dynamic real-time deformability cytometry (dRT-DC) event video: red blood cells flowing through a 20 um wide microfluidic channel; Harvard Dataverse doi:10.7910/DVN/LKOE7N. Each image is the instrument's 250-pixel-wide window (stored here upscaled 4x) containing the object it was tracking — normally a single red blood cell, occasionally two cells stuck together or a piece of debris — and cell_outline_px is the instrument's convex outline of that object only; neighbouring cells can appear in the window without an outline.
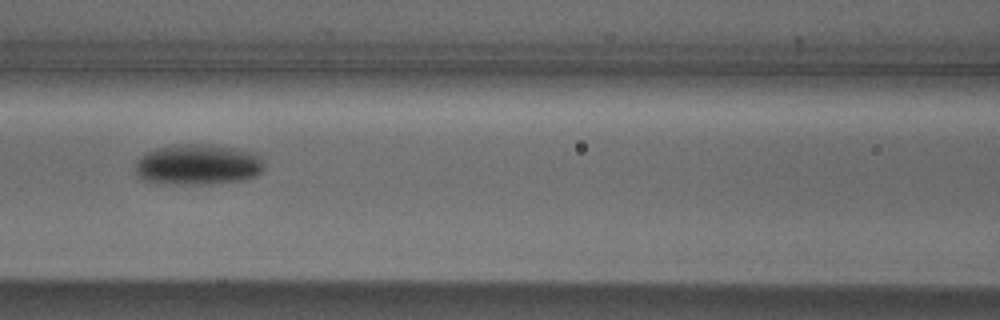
{"species": "Egyptian fruit bat (a non-hibernating species)", "species_latin": "Rousettus aegyptiacus", "temperature_condition": "cold", "stored_images_in_passage": 7, "camera_frame_rate_fps": 3000, "um_per_image_px": 0.085, "animal": {"sex": "male"}, "frame": {"image": 1, "passage_image": 5, "time_ms": 4.667, "image_size_px": [1000, 320], "cell_outline_px": [[260, 172], [256, 176], [240, 180], [208, 184], [168, 184], [144, 180], [136, 176], [136, 160], [144, 152], [156, 148], [172, 144], [212, 144], [236, 148], [252, 152], [260, 156]], "centroid_in_image_um": [16.74, 13.97], "position_along_channel_um": 149.9, "area_um2": 30.63}}
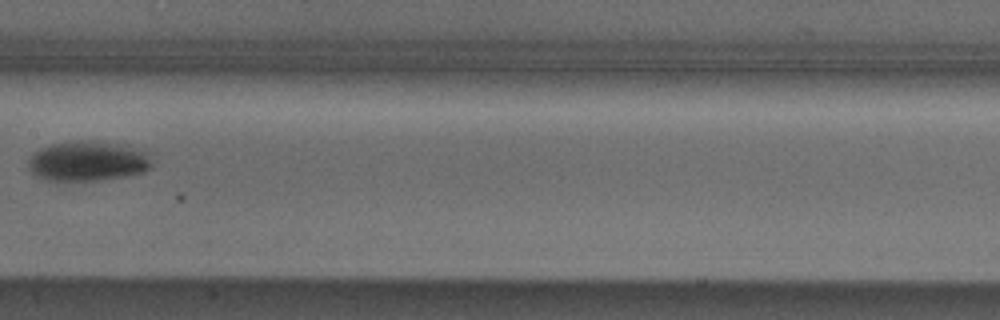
{"frame": {"image": 2, "passage_image": 6, "time_ms": 6.0, "image_size_px": [1000, 320], "cell_outline_px": [[152, 164], [144, 172], [124, 176], [96, 180], [44, 180], [36, 176], [28, 168], [28, 160], [32, 152], [40, 148], [52, 144], [80, 140], [88, 140], [144, 148]], "centroid_in_image_um": [7.43, 13.68], "position_along_channel_um": 200.0, "area_um2": 28.78}}
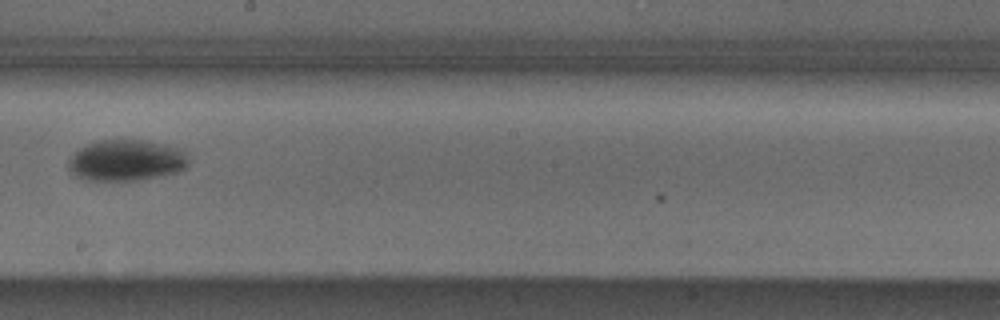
{"frame": {"image": 3, "passage_image": 7, "time_ms": 7.0, "image_size_px": [1000, 320], "cell_outline_px": [[188, 164], [184, 168], [176, 172], [136, 180], [88, 180], [76, 176], [68, 168], [68, 160], [80, 148], [88, 144], [100, 140], [144, 140], [184, 148], [188, 160]], "centroid_in_image_um": [10.75, 13.62], "position_along_channel_um": 237.5, "area_um2": 28.61}}